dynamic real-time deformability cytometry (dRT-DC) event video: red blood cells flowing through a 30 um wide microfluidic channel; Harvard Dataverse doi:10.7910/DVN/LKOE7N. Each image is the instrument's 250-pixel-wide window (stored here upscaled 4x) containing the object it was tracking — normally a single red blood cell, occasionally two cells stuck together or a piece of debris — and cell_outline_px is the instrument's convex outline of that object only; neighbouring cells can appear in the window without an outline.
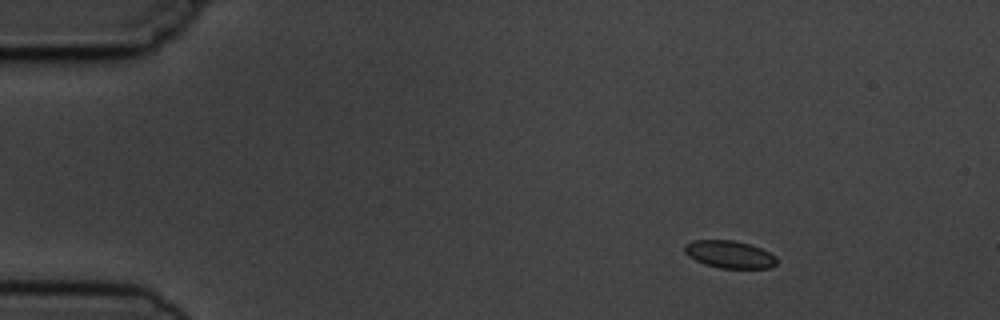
{"species": "common noctule bat (a hibernating species)", "species_latin": "Nyctalus noctula", "temperature_condition": "cold", "stored_images_in_passage": 3, "camera_frame_rate_fps": 3000, "um_per_image_px": 0.085, "animal": {"sex": "male", "body_mass_g": 19.5, "forearm_length_mm": 54.6}, "frame": {"image": 1, "passage_image": 1, "time_ms": 0.0, "image_size_px": [1000, 320], "cell_outline_px": [[776, 264], [768, 268], [720, 268], [704, 264], [688, 256], [684, 252], [684, 244], [692, 240], [732, 240], [748, 244], [760, 248], [776, 256]], "centroid_in_image_um": [61.97, 21.62], "position_along_channel_um": 23.0, "area_um2": 14.68}}